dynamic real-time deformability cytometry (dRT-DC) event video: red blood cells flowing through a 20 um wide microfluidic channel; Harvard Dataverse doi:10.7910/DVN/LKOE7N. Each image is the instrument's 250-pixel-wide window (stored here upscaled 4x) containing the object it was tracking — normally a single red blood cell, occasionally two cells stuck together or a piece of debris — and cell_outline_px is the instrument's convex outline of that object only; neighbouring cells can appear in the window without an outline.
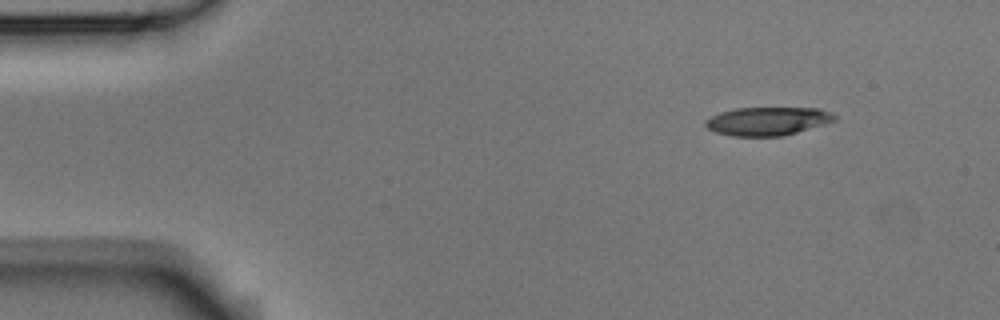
{"species": "Egyptian fruit bat (a non-hibernating species)", "species_latin": "Rousettus aegyptiacus", "temperature_condition": "room temperature", "stored_images_in_passage": 4, "camera_frame_rate_fps": 3000, "um_per_image_px": 0.085, "animal": {"sex": "male"}, "frame": {"image": 1, "passage_image": 1, "time_ms": 0.0, "image_size_px": [1000, 320], "cell_outline_px": [[836, 120], [784, 136], [732, 136], [716, 132], [708, 128], [704, 124], [704, 120], [720, 112], [736, 108], [820, 108], [836, 116]], "centroid_in_image_um": [65.21, 10.3], "position_along_channel_um": 19.8, "area_um2": 21.21}}
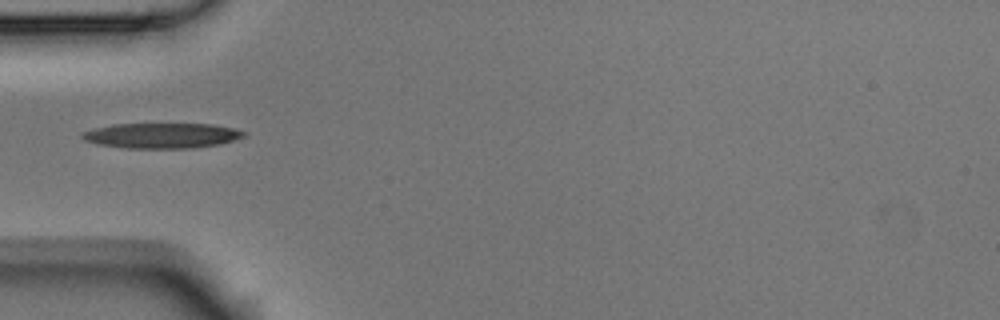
{"frame": {"image": 2, "passage_image": 4, "time_ms": 1.0, "image_size_px": [1000, 320], "cell_outline_px": [[248, 132], [244, 136], [220, 144], [192, 148], [124, 148], [96, 144], [84, 140], [80, 136], [84, 132], [96, 128], [112, 124], [212, 124], [236, 128]], "centroid_in_image_um": [13.77, 11.52], "position_along_channel_um": 71.2, "area_um2": 23.81}}